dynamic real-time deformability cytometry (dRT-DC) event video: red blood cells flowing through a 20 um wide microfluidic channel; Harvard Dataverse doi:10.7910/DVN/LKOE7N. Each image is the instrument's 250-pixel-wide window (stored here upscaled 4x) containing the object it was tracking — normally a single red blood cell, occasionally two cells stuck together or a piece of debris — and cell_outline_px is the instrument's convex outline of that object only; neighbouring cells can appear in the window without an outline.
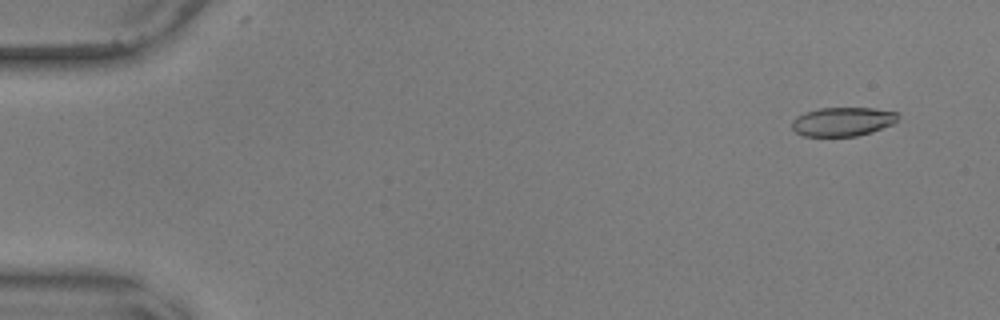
{"species": "common noctule bat (a hibernating species)", "species_latin": "Nyctalus noctula", "temperature_condition": "warm", "stored_images_in_passage": 56, "camera_frame_rate_fps": 3000, "um_per_image_px": 0.085, "animal": {"sex": "male", "body_mass_g": 17.9, "forearm_length_mm": 54.2}, "frame": {"image": 1, "passage_image": 4, "time_ms": 1.0, "image_size_px": [1000, 320], "cell_outline_px": [[896, 120], [892, 124], [872, 132], [856, 136], [804, 136], [796, 132], [792, 128], [792, 120], [796, 116], [804, 112], [820, 108], [872, 108], [896, 112]], "centroid_in_image_um": [71.57, 10.34], "position_along_channel_um": 13.4, "area_um2": 17.74}}
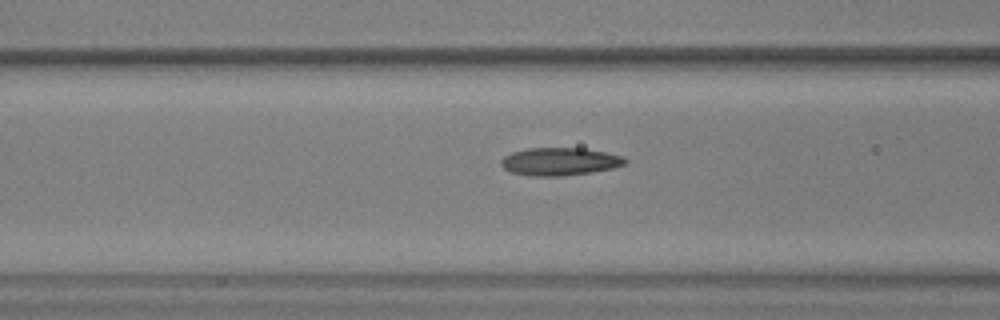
{"frame": {"image": 2, "passage_image": 23, "time_ms": 7.333, "image_size_px": [1000, 320], "cell_outline_px": [[628, 160], [624, 164], [612, 168], [588, 172], [560, 176], [528, 176], [512, 172], [504, 168], [500, 164], [500, 160], [504, 156], [512, 152], [528, 148], [584, 148], [604, 152], [620, 156]], "centroid_in_image_um": [47.52, 13.72], "position_along_channel_um": 119.1, "area_um2": 19.88}}
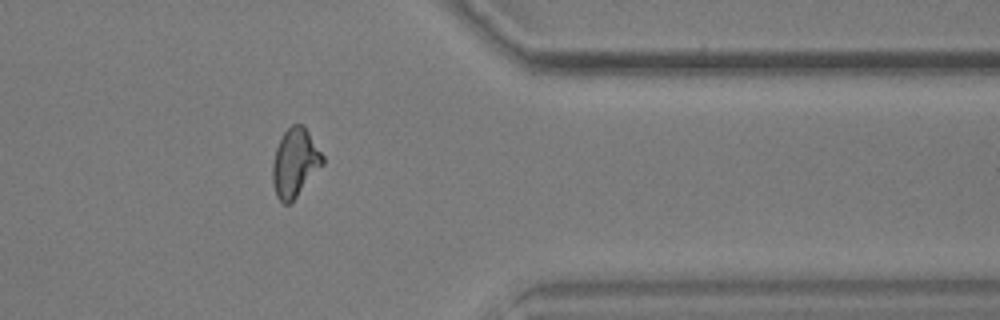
{"frame": {"image": 3, "passage_image": 46, "time_ms": 15.0, "image_size_px": [1000, 320], "cell_outline_px": [[324, 164], [296, 196], [288, 204], [284, 204], [276, 196], [272, 184], [272, 164], [276, 148], [284, 132], [292, 124], [304, 124], [324, 156]], "centroid_in_image_um": [25.07, 13.81], "position_along_channel_um": 386.3, "area_um2": 19.94}, "authors_computed_cell_mechanics": {"area_um2": 19.4786, "velocity_mm_per_s": 3.6454, "shape_relaxation_time_tau1_ms": 5.2977, "shape_relaxation_time_tau2_ms": 1.5437, "deformation_change_tau1": 0.1894, "deformation_change_tau2": 0.0916}}